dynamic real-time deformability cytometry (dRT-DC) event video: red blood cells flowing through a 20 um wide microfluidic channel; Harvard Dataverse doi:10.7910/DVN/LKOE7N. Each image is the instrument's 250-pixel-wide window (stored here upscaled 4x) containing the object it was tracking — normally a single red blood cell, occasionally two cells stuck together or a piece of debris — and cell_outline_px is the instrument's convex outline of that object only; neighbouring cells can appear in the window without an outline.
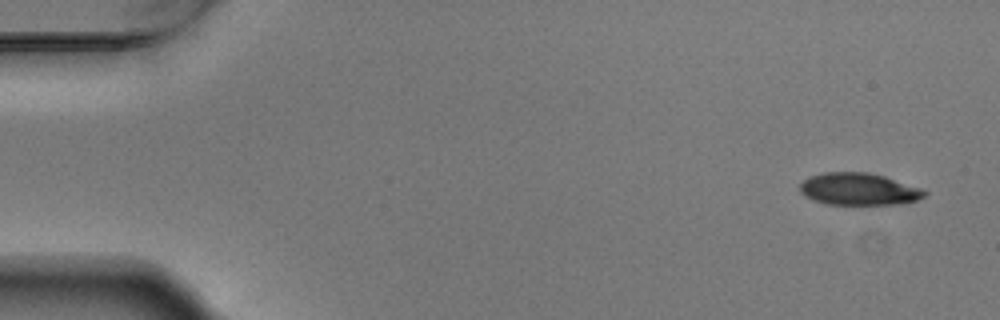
{"species": "Egyptian fruit bat (a non-hibernating species)", "species_latin": "Rousettus aegyptiacus", "temperature_condition": "warm", "stored_images_in_passage": 6, "camera_frame_rate_fps": 3000, "um_per_image_px": 0.085, "animal": {"sex": "male"}, "frame": {"image": 1, "passage_image": 1, "time_ms": 0.0, "image_size_px": [1000, 320], "cell_outline_px": [[928, 192], [924, 196], [916, 200], [900, 204], [828, 204], [812, 200], [804, 196], [800, 192], [800, 184], [808, 176], [824, 172], [868, 172], [884, 176], [920, 188]], "centroid_in_image_um": [72.95, 16.07], "position_along_channel_um": 12.1, "area_um2": 23.29}}
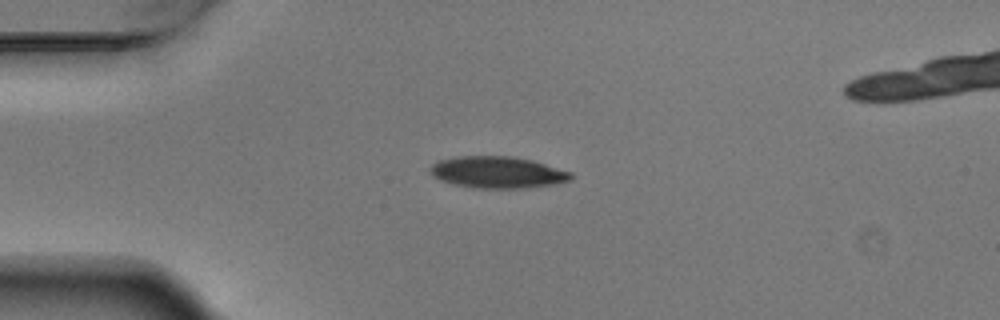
{"frame": {"image": 2, "passage_image": 4, "time_ms": 1.0, "image_size_px": [1000, 320], "cell_outline_px": [[572, 176], [568, 180], [552, 184], [520, 188], [476, 188], [452, 184], [440, 180], [432, 176], [428, 168], [432, 164], [440, 160], [460, 156], [516, 156], [532, 160], [572, 172]], "centroid_in_image_um": [42.24, 14.64], "position_along_channel_um": 42.8, "area_um2": 25.89}}
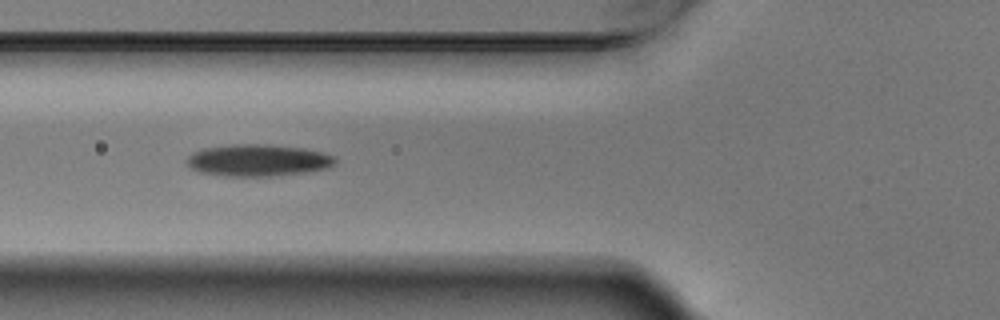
{"frame": {"image": 3, "passage_image": 6, "time_ms": 1.667, "image_size_px": [1000, 320], "cell_outline_px": [[336, 160], [328, 168], [304, 172], [272, 176], [228, 176], [200, 172], [192, 168], [184, 160], [192, 152], [204, 148], [236, 144], [264, 144], [300, 148], [320, 152], [332, 156]], "centroid_in_image_um": [21.87, 13.63], "position_along_channel_um": 103.9, "area_um2": 27.17}}